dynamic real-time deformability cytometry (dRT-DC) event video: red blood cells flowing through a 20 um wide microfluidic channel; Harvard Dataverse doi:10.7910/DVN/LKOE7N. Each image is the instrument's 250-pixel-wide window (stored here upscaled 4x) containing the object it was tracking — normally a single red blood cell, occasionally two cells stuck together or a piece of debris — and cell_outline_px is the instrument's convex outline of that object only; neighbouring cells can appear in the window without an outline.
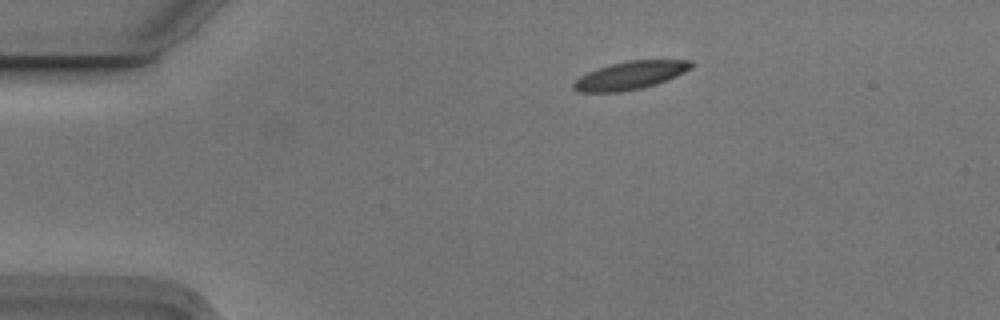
{"species": "Egyptian fruit bat (a non-hibernating species)", "species_latin": "Rousettus aegyptiacus", "temperature_condition": "cold", "stored_images_in_passage": 3, "camera_frame_rate_fps": 3000, "um_per_image_px": 0.085, "animal": {"sex": "male"}, "frame": {"image": 1, "passage_image": 1, "time_ms": 0.0, "image_size_px": [1000, 320], "cell_outline_px": [[692, 68], [676, 76], [656, 84], [640, 88], [620, 92], [576, 92], [572, 88], [572, 84], [580, 76], [588, 72], [612, 64], [628, 60], [692, 60]], "centroid_in_image_um": [53.56, 6.41], "position_along_channel_um": 31.4, "area_um2": 19.07}}